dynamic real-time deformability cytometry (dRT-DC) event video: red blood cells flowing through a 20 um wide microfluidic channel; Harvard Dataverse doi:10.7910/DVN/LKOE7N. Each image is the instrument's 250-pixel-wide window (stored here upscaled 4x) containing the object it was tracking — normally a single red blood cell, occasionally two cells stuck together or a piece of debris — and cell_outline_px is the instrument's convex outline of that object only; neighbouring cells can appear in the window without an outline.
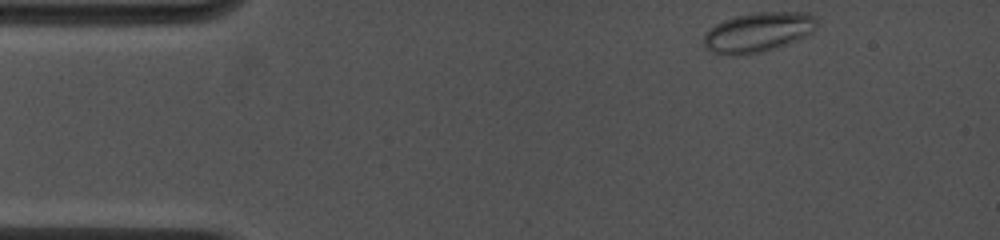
{"species": "common noctule bat (a hibernating species)", "species_latin": "Nyctalus noctula", "temperature_condition": "cold", "stored_images_in_passage": 14, "camera_frame_rate_fps": 4500, "um_per_image_px": 0.085, "animal": {"sex": "female", "body_mass_g": 19.0, "forearm_length_mm": 53.3}, "frame": {"image": 1, "passage_image": 1, "time_ms": 0.0, "image_size_px": [1000, 240], "cell_outline_px": [[816, 28], [808, 36], [776, 48], [744, 56], [720, 56], [704, 48], [704, 36], [716, 24], [724, 20], [736, 16], [752, 12], [808, 12], [816, 16]], "centroid_in_image_um": [64.45, 2.76], "position_along_channel_um": 20.6, "area_um2": 26.59}}
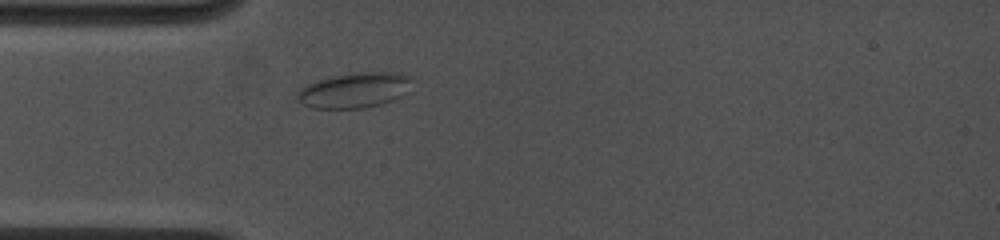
{"frame": {"image": 2, "passage_image": 12, "time_ms": 2.667, "image_size_px": [1000, 240], "cell_outline_px": [[412, 76], [404, 92], [400, 96], [392, 100], [380, 104], [364, 108], [312, 108], [304, 104], [296, 96], [296, 92], [300, 88], [316, 80], [332, 76], [356, 72], [400, 72]], "centroid_in_image_um": [30.09, 7.65], "position_along_channel_um": 54.9, "area_um2": 23.35}}